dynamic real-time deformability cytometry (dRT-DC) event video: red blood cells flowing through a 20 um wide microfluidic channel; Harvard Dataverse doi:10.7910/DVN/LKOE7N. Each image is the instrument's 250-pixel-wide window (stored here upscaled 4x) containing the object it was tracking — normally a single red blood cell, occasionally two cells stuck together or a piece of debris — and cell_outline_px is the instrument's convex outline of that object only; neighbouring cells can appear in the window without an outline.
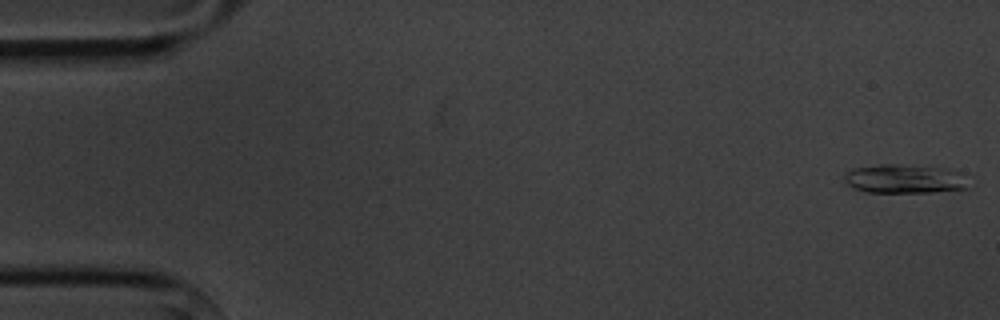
{"species": "common noctule bat (a hibernating species)", "species_latin": "Nyctalus noctula", "temperature_condition": "cold", "stored_images_in_passage": 5, "camera_frame_rate_fps": 3000, "um_per_image_px": 0.085, "animal": {"sex": "male", "body_mass_g": 20.1, "forearm_length_mm": 53.5}, "frame": {"image": 1, "passage_image": 1, "time_ms": 0.0, "image_size_px": [1000, 320], "cell_outline_px": [[964, 188], [932, 192], [868, 192], [844, 184], [844, 172], [856, 168], [880, 164], [892, 164], [932, 168], [948, 172]], "centroid_in_image_um": [76.5, 15.22], "position_along_channel_um": 8.5, "area_um2": 19.13}}